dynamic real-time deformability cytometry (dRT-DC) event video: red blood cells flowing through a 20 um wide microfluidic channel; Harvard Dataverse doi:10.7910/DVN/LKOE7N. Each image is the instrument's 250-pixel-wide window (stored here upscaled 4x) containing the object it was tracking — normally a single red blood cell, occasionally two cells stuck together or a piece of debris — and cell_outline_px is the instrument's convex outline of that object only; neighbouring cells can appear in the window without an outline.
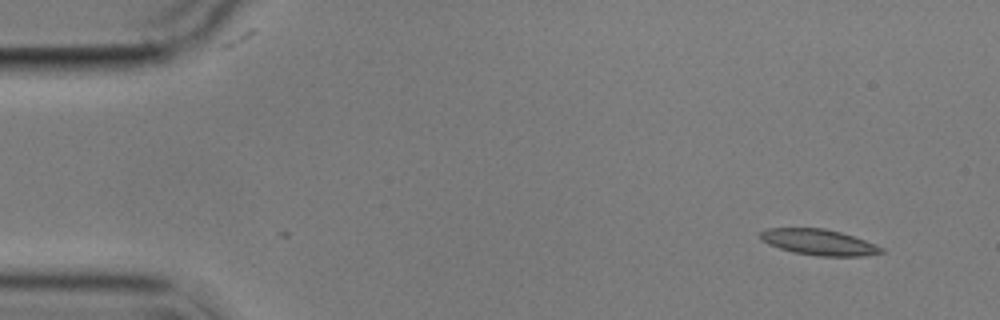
{"species": "common noctule bat (a hibernating species)", "species_latin": "Nyctalus noctula", "temperature_condition": "cold", "stored_images_in_passage": 4, "camera_frame_rate_fps": 3000, "um_per_image_px": 0.085, "animal": {"sex": "male", "body_mass_g": 17.9}, "frame": {"image": 1, "passage_image": 1, "time_ms": 0.0, "image_size_px": [1000, 320], "cell_outline_px": [[884, 252], [864, 256], [816, 256], [792, 252], [768, 244], [760, 240], [760, 232], [768, 228], [824, 228], [840, 232], [876, 244], [884, 248]], "centroid_in_image_um": [69.59, 20.59], "position_along_channel_um": 15.4, "area_um2": 18.26}}
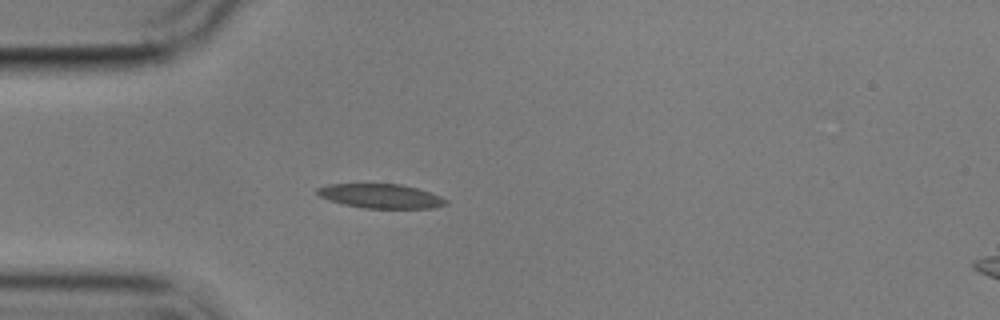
{"frame": {"image": 2, "passage_image": 4, "time_ms": 3.667, "image_size_px": [1000, 320], "cell_outline_px": [[448, 204], [436, 208], [364, 208], [344, 204], [320, 196], [316, 192], [316, 188], [328, 184], [400, 184], [416, 188], [440, 196], [448, 200]], "centroid_in_image_um": [32.39, 16.67], "position_along_channel_um": 52.6, "area_um2": 18.03}}